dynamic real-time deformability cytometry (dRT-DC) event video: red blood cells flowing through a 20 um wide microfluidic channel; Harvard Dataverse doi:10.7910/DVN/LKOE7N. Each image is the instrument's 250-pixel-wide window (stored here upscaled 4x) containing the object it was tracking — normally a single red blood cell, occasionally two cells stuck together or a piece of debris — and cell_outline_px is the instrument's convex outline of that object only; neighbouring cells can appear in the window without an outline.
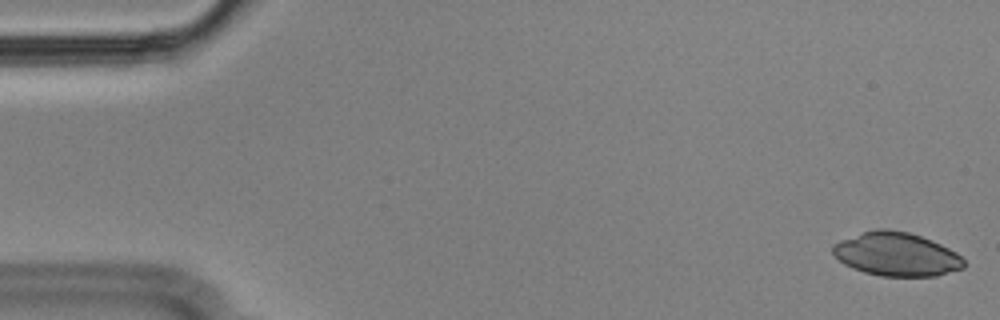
{"species": "Egyptian fruit bat (a non-hibernating species)", "species_latin": "Rousettus aegyptiacus", "temperature_condition": "cold", "stored_images_in_passage": 55, "camera_frame_rate_fps": 3000, "um_per_image_px": 0.085, "animal": {"sex": "male"}, "frame": {"image": 1, "passage_image": 1, "time_ms": 0.0, "image_size_px": [1000, 320], "cell_outline_px": [[964, 268], [936, 276], [880, 276], [864, 272], [852, 268], [844, 264], [832, 252], [832, 244], [840, 240], [864, 232], [880, 228], [884, 228], [908, 232], [932, 240], [956, 252], [964, 260]], "centroid_in_image_um": [76.19, 21.61], "position_along_channel_um": 8.8, "area_um2": 33.18}}